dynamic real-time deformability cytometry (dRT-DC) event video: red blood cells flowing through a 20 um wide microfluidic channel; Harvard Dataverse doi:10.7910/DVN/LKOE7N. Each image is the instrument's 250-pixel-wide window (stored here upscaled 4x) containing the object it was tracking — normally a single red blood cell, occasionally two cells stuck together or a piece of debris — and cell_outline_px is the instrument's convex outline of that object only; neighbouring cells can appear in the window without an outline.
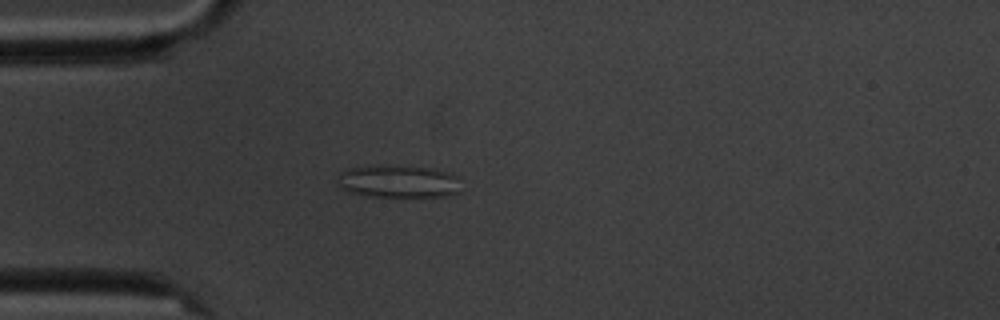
{"species": "common noctule bat (a hibernating species)", "species_latin": "Nyctalus noctula", "temperature_condition": "cold", "stored_images_in_passage": 1, "camera_frame_rate_fps": 3000, "um_per_image_px": 0.085, "animal": {"sex": "male", "body_mass_g": 20.1, "forearm_length_mm": 53.5}, "frame": {"image": 1, "passage_image": 1, "time_ms": 0.0, "image_size_px": [1000, 320], "cell_outline_px": [[460, 192], [448, 196], [368, 196], [348, 192], [340, 184], [340, 172], [352, 168], [376, 164], [384, 164], [432, 168], [452, 172], [456, 176]], "centroid_in_image_um": [33.91, 15.4], "position_along_channel_um": 51.1, "area_um2": 23.52}}